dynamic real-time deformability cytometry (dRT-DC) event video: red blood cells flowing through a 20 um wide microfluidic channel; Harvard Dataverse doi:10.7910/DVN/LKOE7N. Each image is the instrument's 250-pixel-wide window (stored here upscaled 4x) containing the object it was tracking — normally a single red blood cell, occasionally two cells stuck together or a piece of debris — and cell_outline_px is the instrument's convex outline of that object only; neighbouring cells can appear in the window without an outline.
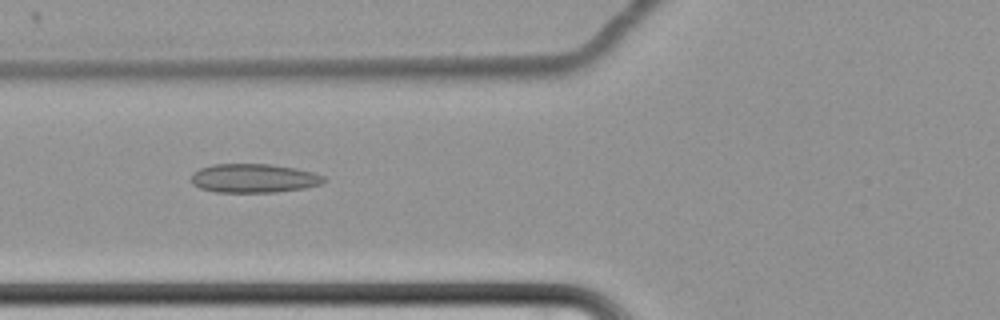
{"species": "common noctule bat (a hibernating species)", "species_latin": "Nyctalus noctula", "temperature_condition": "cold", "stored_images_in_passage": 59, "camera_frame_rate_fps": 3000, "um_per_image_px": 0.085, "animal": {"sex": "female", "body_mass_g": 22.7, "forearm_length_mm": 54.2}, "frame": {"image": 1, "passage_image": 23, "time_ms": 7.333, "image_size_px": [1000, 320], "cell_outline_px": [[324, 180], [320, 184], [304, 188], [276, 192], [216, 192], [200, 188], [192, 184], [192, 172], [200, 168], [212, 164], [272, 164], [296, 168], [312, 172], [324, 176]], "centroid_in_image_um": [21.54, 15.14], "position_along_channel_um": 104.3, "area_um2": 22.31}}
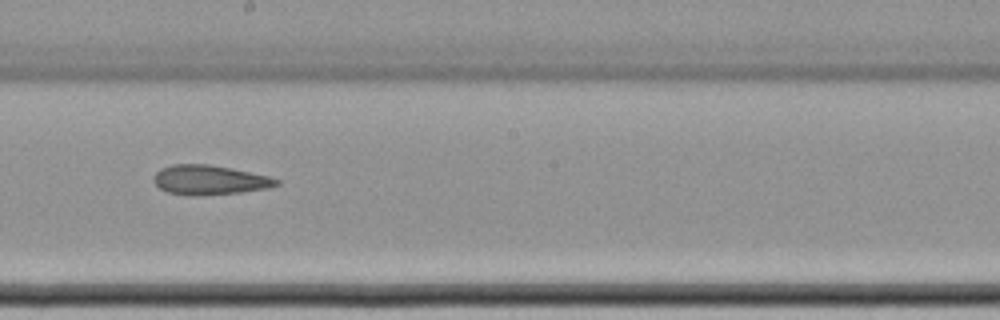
{"frame": {"image": 2, "passage_image": 34, "time_ms": 11.0, "image_size_px": [1000, 320], "cell_outline_px": [[280, 184], [268, 188], [240, 192], [168, 192], [160, 188], [152, 180], [152, 176], [160, 168], [172, 164], [208, 164], [232, 168], [268, 176], [280, 180]], "centroid_in_image_um": [17.82, 15.23], "position_along_channel_um": 230.4, "area_um2": 20.11}}
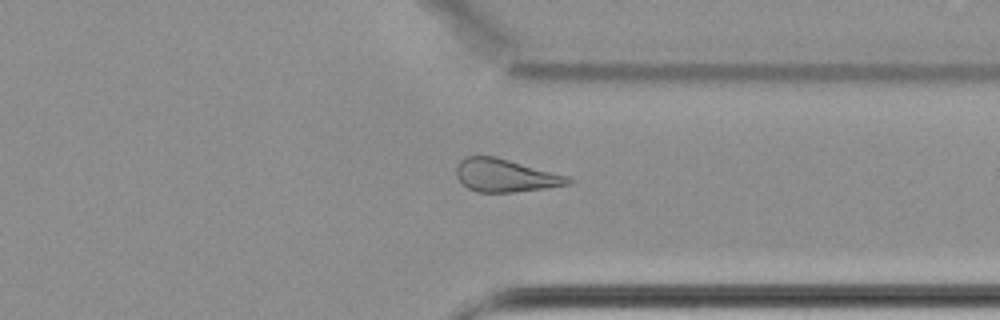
{"frame": {"image": 3, "passage_image": 46, "time_ms": 15.0, "image_size_px": [1000, 320], "cell_outline_px": [[576, 180], [572, 184], [548, 188], [512, 192], [476, 192], [468, 188], [456, 176], [456, 168], [460, 160], [464, 156], [496, 156], [568, 176]], "centroid_in_image_um": [42.99, 14.91], "position_along_channel_um": 368.4, "area_um2": 21.62}, "authors_computed_cell_mechanics": {"area_um2": 23.2356, "velocity_mm_per_s": 3.438, "shape_relaxation_time_tau1_ms": null, "shape_relaxation_time_tau2_ms": 7.3233, "deformation_change_tau1": null, "deformation_change_tau2": 0.1479}}